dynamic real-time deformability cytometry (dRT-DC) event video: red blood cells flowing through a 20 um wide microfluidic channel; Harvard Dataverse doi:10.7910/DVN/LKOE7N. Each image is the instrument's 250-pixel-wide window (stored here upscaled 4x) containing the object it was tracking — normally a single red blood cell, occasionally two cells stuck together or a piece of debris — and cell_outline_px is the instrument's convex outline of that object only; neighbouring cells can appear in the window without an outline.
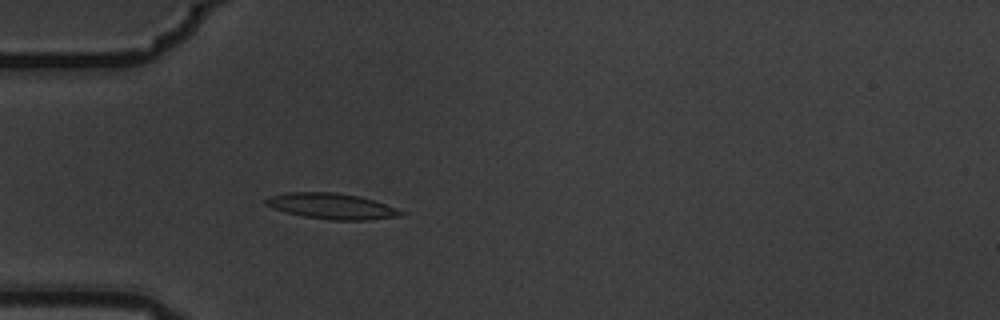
{"species": "common noctule bat (a hibernating species)", "species_latin": "Nyctalus noctula", "temperature_condition": "warm", "stored_images_in_passage": 5, "camera_frame_rate_fps": 3000, "um_per_image_px": 0.085, "animal": {"sex": "male", "body_mass_g": 19.5, "forearm_length_mm": 54.6}, "frame": {"image": 1, "passage_image": 5, "time_ms": 1.333, "image_size_px": [1000, 320], "cell_outline_px": [[408, 212], [400, 216], [368, 220], [332, 220], [304, 216], [272, 208], [264, 204], [264, 200], [268, 196], [284, 192], [336, 192], [360, 196]], "centroid_in_image_um": [28.18, 17.51], "position_along_channel_um": 56.8, "area_um2": 20.35}}